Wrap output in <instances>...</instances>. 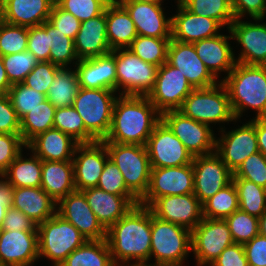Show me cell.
<instances>
[{
	"mask_svg": "<svg viewBox=\"0 0 266 266\" xmlns=\"http://www.w3.org/2000/svg\"><path fill=\"white\" fill-rule=\"evenodd\" d=\"M192 167L194 194L202 204L233 181L234 173L215 152L195 156Z\"/></svg>",
	"mask_w": 266,
	"mask_h": 266,
	"instance_id": "15",
	"label": "cell"
},
{
	"mask_svg": "<svg viewBox=\"0 0 266 266\" xmlns=\"http://www.w3.org/2000/svg\"><path fill=\"white\" fill-rule=\"evenodd\" d=\"M113 90L81 88L74 99L73 107L83 119L85 128L98 140L106 138L112 123L116 101Z\"/></svg>",
	"mask_w": 266,
	"mask_h": 266,
	"instance_id": "8",
	"label": "cell"
},
{
	"mask_svg": "<svg viewBox=\"0 0 266 266\" xmlns=\"http://www.w3.org/2000/svg\"><path fill=\"white\" fill-rule=\"evenodd\" d=\"M228 38L232 39V36L218 34L193 42L198 57L216 79L218 71H227L229 74L237 63Z\"/></svg>",
	"mask_w": 266,
	"mask_h": 266,
	"instance_id": "29",
	"label": "cell"
},
{
	"mask_svg": "<svg viewBox=\"0 0 266 266\" xmlns=\"http://www.w3.org/2000/svg\"><path fill=\"white\" fill-rule=\"evenodd\" d=\"M76 74L81 88L108 89L116 91L115 54L79 60Z\"/></svg>",
	"mask_w": 266,
	"mask_h": 266,
	"instance_id": "25",
	"label": "cell"
},
{
	"mask_svg": "<svg viewBox=\"0 0 266 266\" xmlns=\"http://www.w3.org/2000/svg\"><path fill=\"white\" fill-rule=\"evenodd\" d=\"M0 266H9V265H6V264H3V263H0Z\"/></svg>",
	"mask_w": 266,
	"mask_h": 266,
	"instance_id": "67",
	"label": "cell"
},
{
	"mask_svg": "<svg viewBox=\"0 0 266 266\" xmlns=\"http://www.w3.org/2000/svg\"><path fill=\"white\" fill-rule=\"evenodd\" d=\"M41 174L42 160L34 153L31 158L23 159L20 153L1 178L6 177L12 187H41Z\"/></svg>",
	"mask_w": 266,
	"mask_h": 266,
	"instance_id": "34",
	"label": "cell"
},
{
	"mask_svg": "<svg viewBox=\"0 0 266 266\" xmlns=\"http://www.w3.org/2000/svg\"><path fill=\"white\" fill-rule=\"evenodd\" d=\"M41 188L56 202L74 192L73 162L42 160Z\"/></svg>",
	"mask_w": 266,
	"mask_h": 266,
	"instance_id": "33",
	"label": "cell"
},
{
	"mask_svg": "<svg viewBox=\"0 0 266 266\" xmlns=\"http://www.w3.org/2000/svg\"><path fill=\"white\" fill-rule=\"evenodd\" d=\"M8 96L19 119L46 100V95L29 88L23 83L13 84Z\"/></svg>",
	"mask_w": 266,
	"mask_h": 266,
	"instance_id": "48",
	"label": "cell"
},
{
	"mask_svg": "<svg viewBox=\"0 0 266 266\" xmlns=\"http://www.w3.org/2000/svg\"><path fill=\"white\" fill-rule=\"evenodd\" d=\"M203 218L224 220L239 209L237 190L233 181L207 199L203 204Z\"/></svg>",
	"mask_w": 266,
	"mask_h": 266,
	"instance_id": "40",
	"label": "cell"
},
{
	"mask_svg": "<svg viewBox=\"0 0 266 266\" xmlns=\"http://www.w3.org/2000/svg\"><path fill=\"white\" fill-rule=\"evenodd\" d=\"M1 230L38 232L37 225L24 213L13 207L7 209Z\"/></svg>",
	"mask_w": 266,
	"mask_h": 266,
	"instance_id": "56",
	"label": "cell"
},
{
	"mask_svg": "<svg viewBox=\"0 0 266 266\" xmlns=\"http://www.w3.org/2000/svg\"><path fill=\"white\" fill-rule=\"evenodd\" d=\"M109 2V0H57L55 3L83 22L101 15Z\"/></svg>",
	"mask_w": 266,
	"mask_h": 266,
	"instance_id": "49",
	"label": "cell"
},
{
	"mask_svg": "<svg viewBox=\"0 0 266 266\" xmlns=\"http://www.w3.org/2000/svg\"><path fill=\"white\" fill-rule=\"evenodd\" d=\"M81 192L97 220L106 230L134 207L124 196L114 195L97 187Z\"/></svg>",
	"mask_w": 266,
	"mask_h": 266,
	"instance_id": "30",
	"label": "cell"
},
{
	"mask_svg": "<svg viewBox=\"0 0 266 266\" xmlns=\"http://www.w3.org/2000/svg\"><path fill=\"white\" fill-rule=\"evenodd\" d=\"M255 129L259 151L266 157V117L255 118Z\"/></svg>",
	"mask_w": 266,
	"mask_h": 266,
	"instance_id": "61",
	"label": "cell"
},
{
	"mask_svg": "<svg viewBox=\"0 0 266 266\" xmlns=\"http://www.w3.org/2000/svg\"><path fill=\"white\" fill-rule=\"evenodd\" d=\"M49 33V61L59 67H67L73 60L79 61L74 48V40L54 28L48 21L41 25Z\"/></svg>",
	"mask_w": 266,
	"mask_h": 266,
	"instance_id": "42",
	"label": "cell"
},
{
	"mask_svg": "<svg viewBox=\"0 0 266 266\" xmlns=\"http://www.w3.org/2000/svg\"><path fill=\"white\" fill-rule=\"evenodd\" d=\"M170 41L171 38H155L138 35L128 49L143 61L160 67L167 61Z\"/></svg>",
	"mask_w": 266,
	"mask_h": 266,
	"instance_id": "41",
	"label": "cell"
},
{
	"mask_svg": "<svg viewBox=\"0 0 266 266\" xmlns=\"http://www.w3.org/2000/svg\"><path fill=\"white\" fill-rule=\"evenodd\" d=\"M232 39L241 44L236 62L246 65H266V23H247L235 19L229 27Z\"/></svg>",
	"mask_w": 266,
	"mask_h": 266,
	"instance_id": "21",
	"label": "cell"
},
{
	"mask_svg": "<svg viewBox=\"0 0 266 266\" xmlns=\"http://www.w3.org/2000/svg\"><path fill=\"white\" fill-rule=\"evenodd\" d=\"M259 234L266 237V212L259 218Z\"/></svg>",
	"mask_w": 266,
	"mask_h": 266,
	"instance_id": "63",
	"label": "cell"
},
{
	"mask_svg": "<svg viewBox=\"0 0 266 266\" xmlns=\"http://www.w3.org/2000/svg\"><path fill=\"white\" fill-rule=\"evenodd\" d=\"M74 48L79 60L102 56L112 51L107 40L106 8L101 15L81 22Z\"/></svg>",
	"mask_w": 266,
	"mask_h": 266,
	"instance_id": "26",
	"label": "cell"
},
{
	"mask_svg": "<svg viewBox=\"0 0 266 266\" xmlns=\"http://www.w3.org/2000/svg\"><path fill=\"white\" fill-rule=\"evenodd\" d=\"M53 127L71 136L79 144L98 141L85 128L83 119L73 106L56 108Z\"/></svg>",
	"mask_w": 266,
	"mask_h": 266,
	"instance_id": "39",
	"label": "cell"
},
{
	"mask_svg": "<svg viewBox=\"0 0 266 266\" xmlns=\"http://www.w3.org/2000/svg\"><path fill=\"white\" fill-rule=\"evenodd\" d=\"M80 85L75 71L61 67L48 88L47 100L56 108L73 106Z\"/></svg>",
	"mask_w": 266,
	"mask_h": 266,
	"instance_id": "37",
	"label": "cell"
},
{
	"mask_svg": "<svg viewBox=\"0 0 266 266\" xmlns=\"http://www.w3.org/2000/svg\"><path fill=\"white\" fill-rule=\"evenodd\" d=\"M161 113L147 96L121 95L117 97L110 131L103 142L146 146Z\"/></svg>",
	"mask_w": 266,
	"mask_h": 266,
	"instance_id": "2",
	"label": "cell"
},
{
	"mask_svg": "<svg viewBox=\"0 0 266 266\" xmlns=\"http://www.w3.org/2000/svg\"><path fill=\"white\" fill-rule=\"evenodd\" d=\"M190 12L219 21L228 29L235 20L231 0H185L182 3Z\"/></svg>",
	"mask_w": 266,
	"mask_h": 266,
	"instance_id": "43",
	"label": "cell"
},
{
	"mask_svg": "<svg viewBox=\"0 0 266 266\" xmlns=\"http://www.w3.org/2000/svg\"><path fill=\"white\" fill-rule=\"evenodd\" d=\"M178 14L171 17V39L193 43L198 40L217 36L223 25L212 18L190 12L182 3H178Z\"/></svg>",
	"mask_w": 266,
	"mask_h": 266,
	"instance_id": "24",
	"label": "cell"
},
{
	"mask_svg": "<svg viewBox=\"0 0 266 266\" xmlns=\"http://www.w3.org/2000/svg\"><path fill=\"white\" fill-rule=\"evenodd\" d=\"M128 11L138 35L171 38V18L166 19L161 4L118 0Z\"/></svg>",
	"mask_w": 266,
	"mask_h": 266,
	"instance_id": "23",
	"label": "cell"
},
{
	"mask_svg": "<svg viewBox=\"0 0 266 266\" xmlns=\"http://www.w3.org/2000/svg\"><path fill=\"white\" fill-rule=\"evenodd\" d=\"M72 159L76 191L97 187L104 165L109 158L103 141L78 144Z\"/></svg>",
	"mask_w": 266,
	"mask_h": 266,
	"instance_id": "19",
	"label": "cell"
},
{
	"mask_svg": "<svg viewBox=\"0 0 266 266\" xmlns=\"http://www.w3.org/2000/svg\"><path fill=\"white\" fill-rule=\"evenodd\" d=\"M191 251V231L155 217L151 211V256L155 264L148 266H182Z\"/></svg>",
	"mask_w": 266,
	"mask_h": 266,
	"instance_id": "4",
	"label": "cell"
},
{
	"mask_svg": "<svg viewBox=\"0 0 266 266\" xmlns=\"http://www.w3.org/2000/svg\"><path fill=\"white\" fill-rule=\"evenodd\" d=\"M167 62L179 69L193 88H207L217 84L204 62L198 57L193 43L171 39L168 46Z\"/></svg>",
	"mask_w": 266,
	"mask_h": 266,
	"instance_id": "20",
	"label": "cell"
},
{
	"mask_svg": "<svg viewBox=\"0 0 266 266\" xmlns=\"http://www.w3.org/2000/svg\"><path fill=\"white\" fill-rule=\"evenodd\" d=\"M222 82L236 120L247 107L257 111L255 118L266 117V65L237 62Z\"/></svg>",
	"mask_w": 266,
	"mask_h": 266,
	"instance_id": "3",
	"label": "cell"
},
{
	"mask_svg": "<svg viewBox=\"0 0 266 266\" xmlns=\"http://www.w3.org/2000/svg\"><path fill=\"white\" fill-rule=\"evenodd\" d=\"M0 133L20 134V119L8 94H0Z\"/></svg>",
	"mask_w": 266,
	"mask_h": 266,
	"instance_id": "55",
	"label": "cell"
},
{
	"mask_svg": "<svg viewBox=\"0 0 266 266\" xmlns=\"http://www.w3.org/2000/svg\"><path fill=\"white\" fill-rule=\"evenodd\" d=\"M106 32L111 50L128 48L138 36L130 14L118 0L106 6Z\"/></svg>",
	"mask_w": 266,
	"mask_h": 266,
	"instance_id": "32",
	"label": "cell"
},
{
	"mask_svg": "<svg viewBox=\"0 0 266 266\" xmlns=\"http://www.w3.org/2000/svg\"><path fill=\"white\" fill-rule=\"evenodd\" d=\"M3 65L11 85L23 83L26 76L39 63L29 51L2 56Z\"/></svg>",
	"mask_w": 266,
	"mask_h": 266,
	"instance_id": "46",
	"label": "cell"
},
{
	"mask_svg": "<svg viewBox=\"0 0 266 266\" xmlns=\"http://www.w3.org/2000/svg\"><path fill=\"white\" fill-rule=\"evenodd\" d=\"M56 107L47 99L20 119V135L27 145L33 138L54 128Z\"/></svg>",
	"mask_w": 266,
	"mask_h": 266,
	"instance_id": "36",
	"label": "cell"
},
{
	"mask_svg": "<svg viewBox=\"0 0 266 266\" xmlns=\"http://www.w3.org/2000/svg\"><path fill=\"white\" fill-rule=\"evenodd\" d=\"M113 263H125L134 259L132 266H148L151 252V209L136 205L106 230ZM119 259V260H118ZM138 262V263H137Z\"/></svg>",
	"mask_w": 266,
	"mask_h": 266,
	"instance_id": "1",
	"label": "cell"
},
{
	"mask_svg": "<svg viewBox=\"0 0 266 266\" xmlns=\"http://www.w3.org/2000/svg\"><path fill=\"white\" fill-rule=\"evenodd\" d=\"M219 83L207 88H194L179 111L208 126L210 123L236 121L227 88L222 81Z\"/></svg>",
	"mask_w": 266,
	"mask_h": 266,
	"instance_id": "7",
	"label": "cell"
},
{
	"mask_svg": "<svg viewBox=\"0 0 266 266\" xmlns=\"http://www.w3.org/2000/svg\"><path fill=\"white\" fill-rule=\"evenodd\" d=\"M48 22L73 40H75L81 25V22L73 14L61 9L56 3L52 7Z\"/></svg>",
	"mask_w": 266,
	"mask_h": 266,
	"instance_id": "54",
	"label": "cell"
},
{
	"mask_svg": "<svg viewBox=\"0 0 266 266\" xmlns=\"http://www.w3.org/2000/svg\"><path fill=\"white\" fill-rule=\"evenodd\" d=\"M224 220L234 243L244 245L259 234V218L244 211L238 209Z\"/></svg>",
	"mask_w": 266,
	"mask_h": 266,
	"instance_id": "44",
	"label": "cell"
},
{
	"mask_svg": "<svg viewBox=\"0 0 266 266\" xmlns=\"http://www.w3.org/2000/svg\"><path fill=\"white\" fill-rule=\"evenodd\" d=\"M13 203V187L4 180H0V230L8 208Z\"/></svg>",
	"mask_w": 266,
	"mask_h": 266,
	"instance_id": "60",
	"label": "cell"
},
{
	"mask_svg": "<svg viewBox=\"0 0 266 266\" xmlns=\"http://www.w3.org/2000/svg\"><path fill=\"white\" fill-rule=\"evenodd\" d=\"M233 178L246 179L266 189V157L260 151L250 155L236 170Z\"/></svg>",
	"mask_w": 266,
	"mask_h": 266,
	"instance_id": "50",
	"label": "cell"
},
{
	"mask_svg": "<svg viewBox=\"0 0 266 266\" xmlns=\"http://www.w3.org/2000/svg\"><path fill=\"white\" fill-rule=\"evenodd\" d=\"M233 15L240 19L249 13L255 21H262L266 13V0H231Z\"/></svg>",
	"mask_w": 266,
	"mask_h": 266,
	"instance_id": "57",
	"label": "cell"
},
{
	"mask_svg": "<svg viewBox=\"0 0 266 266\" xmlns=\"http://www.w3.org/2000/svg\"><path fill=\"white\" fill-rule=\"evenodd\" d=\"M60 266H116L106 239L87 240L74 250Z\"/></svg>",
	"mask_w": 266,
	"mask_h": 266,
	"instance_id": "35",
	"label": "cell"
},
{
	"mask_svg": "<svg viewBox=\"0 0 266 266\" xmlns=\"http://www.w3.org/2000/svg\"><path fill=\"white\" fill-rule=\"evenodd\" d=\"M151 168L178 167L192 164L193 156L161 120L146 143Z\"/></svg>",
	"mask_w": 266,
	"mask_h": 266,
	"instance_id": "14",
	"label": "cell"
},
{
	"mask_svg": "<svg viewBox=\"0 0 266 266\" xmlns=\"http://www.w3.org/2000/svg\"><path fill=\"white\" fill-rule=\"evenodd\" d=\"M116 62V92L120 95L147 96L153 89L158 73V66L145 62L128 48L114 49Z\"/></svg>",
	"mask_w": 266,
	"mask_h": 266,
	"instance_id": "9",
	"label": "cell"
},
{
	"mask_svg": "<svg viewBox=\"0 0 266 266\" xmlns=\"http://www.w3.org/2000/svg\"><path fill=\"white\" fill-rule=\"evenodd\" d=\"M5 22V15H4V3L3 0H0V27Z\"/></svg>",
	"mask_w": 266,
	"mask_h": 266,
	"instance_id": "64",
	"label": "cell"
},
{
	"mask_svg": "<svg viewBox=\"0 0 266 266\" xmlns=\"http://www.w3.org/2000/svg\"><path fill=\"white\" fill-rule=\"evenodd\" d=\"M185 0H178L177 2L178 3H183Z\"/></svg>",
	"mask_w": 266,
	"mask_h": 266,
	"instance_id": "66",
	"label": "cell"
},
{
	"mask_svg": "<svg viewBox=\"0 0 266 266\" xmlns=\"http://www.w3.org/2000/svg\"><path fill=\"white\" fill-rule=\"evenodd\" d=\"M149 208L158 219L180 225L190 231L203 219L202 203L194 193L163 196Z\"/></svg>",
	"mask_w": 266,
	"mask_h": 266,
	"instance_id": "16",
	"label": "cell"
},
{
	"mask_svg": "<svg viewBox=\"0 0 266 266\" xmlns=\"http://www.w3.org/2000/svg\"><path fill=\"white\" fill-rule=\"evenodd\" d=\"M249 266H266V237L258 234L244 245Z\"/></svg>",
	"mask_w": 266,
	"mask_h": 266,
	"instance_id": "59",
	"label": "cell"
},
{
	"mask_svg": "<svg viewBox=\"0 0 266 266\" xmlns=\"http://www.w3.org/2000/svg\"><path fill=\"white\" fill-rule=\"evenodd\" d=\"M210 266H249L244 246L233 243L225 248Z\"/></svg>",
	"mask_w": 266,
	"mask_h": 266,
	"instance_id": "58",
	"label": "cell"
},
{
	"mask_svg": "<svg viewBox=\"0 0 266 266\" xmlns=\"http://www.w3.org/2000/svg\"><path fill=\"white\" fill-rule=\"evenodd\" d=\"M61 67L52 62H39L34 69L26 76L23 84L29 88L46 95L48 88L54 81L57 71Z\"/></svg>",
	"mask_w": 266,
	"mask_h": 266,
	"instance_id": "51",
	"label": "cell"
},
{
	"mask_svg": "<svg viewBox=\"0 0 266 266\" xmlns=\"http://www.w3.org/2000/svg\"><path fill=\"white\" fill-rule=\"evenodd\" d=\"M78 144L71 136L52 128L33 138L26 147L41 160L72 161Z\"/></svg>",
	"mask_w": 266,
	"mask_h": 266,
	"instance_id": "28",
	"label": "cell"
},
{
	"mask_svg": "<svg viewBox=\"0 0 266 266\" xmlns=\"http://www.w3.org/2000/svg\"><path fill=\"white\" fill-rule=\"evenodd\" d=\"M38 258V232L0 230V263L30 266Z\"/></svg>",
	"mask_w": 266,
	"mask_h": 266,
	"instance_id": "22",
	"label": "cell"
},
{
	"mask_svg": "<svg viewBox=\"0 0 266 266\" xmlns=\"http://www.w3.org/2000/svg\"><path fill=\"white\" fill-rule=\"evenodd\" d=\"M39 258L51 259L53 266L62 262L87 240L70 222L55 213L37 225Z\"/></svg>",
	"mask_w": 266,
	"mask_h": 266,
	"instance_id": "5",
	"label": "cell"
},
{
	"mask_svg": "<svg viewBox=\"0 0 266 266\" xmlns=\"http://www.w3.org/2000/svg\"><path fill=\"white\" fill-rule=\"evenodd\" d=\"M11 86L0 55V94H8Z\"/></svg>",
	"mask_w": 266,
	"mask_h": 266,
	"instance_id": "62",
	"label": "cell"
},
{
	"mask_svg": "<svg viewBox=\"0 0 266 266\" xmlns=\"http://www.w3.org/2000/svg\"><path fill=\"white\" fill-rule=\"evenodd\" d=\"M97 188L114 195L124 196L133 206L139 204V199L127 188L121 171L109 158L104 165Z\"/></svg>",
	"mask_w": 266,
	"mask_h": 266,
	"instance_id": "45",
	"label": "cell"
},
{
	"mask_svg": "<svg viewBox=\"0 0 266 266\" xmlns=\"http://www.w3.org/2000/svg\"><path fill=\"white\" fill-rule=\"evenodd\" d=\"M28 27L4 22L0 27V55L27 51Z\"/></svg>",
	"mask_w": 266,
	"mask_h": 266,
	"instance_id": "47",
	"label": "cell"
},
{
	"mask_svg": "<svg viewBox=\"0 0 266 266\" xmlns=\"http://www.w3.org/2000/svg\"><path fill=\"white\" fill-rule=\"evenodd\" d=\"M193 89L179 69L166 61L158 68L154 87L147 97L162 114L170 110H179Z\"/></svg>",
	"mask_w": 266,
	"mask_h": 266,
	"instance_id": "13",
	"label": "cell"
},
{
	"mask_svg": "<svg viewBox=\"0 0 266 266\" xmlns=\"http://www.w3.org/2000/svg\"><path fill=\"white\" fill-rule=\"evenodd\" d=\"M57 202L41 187H13L12 207L20 210L36 225L56 213Z\"/></svg>",
	"mask_w": 266,
	"mask_h": 266,
	"instance_id": "27",
	"label": "cell"
},
{
	"mask_svg": "<svg viewBox=\"0 0 266 266\" xmlns=\"http://www.w3.org/2000/svg\"><path fill=\"white\" fill-rule=\"evenodd\" d=\"M192 193H194L192 164L151 168L149 186L139 204L150 207L160 197Z\"/></svg>",
	"mask_w": 266,
	"mask_h": 266,
	"instance_id": "12",
	"label": "cell"
},
{
	"mask_svg": "<svg viewBox=\"0 0 266 266\" xmlns=\"http://www.w3.org/2000/svg\"><path fill=\"white\" fill-rule=\"evenodd\" d=\"M133 1H138V2H147V3H154V4H161L162 0H133Z\"/></svg>",
	"mask_w": 266,
	"mask_h": 266,
	"instance_id": "65",
	"label": "cell"
},
{
	"mask_svg": "<svg viewBox=\"0 0 266 266\" xmlns=\"http://www.w3.org/2000/svg\"><path fill=\"white\" fill-rule=\"evenodd\" d=\"M109 159L123 175L127 188L140 200L147 192L151 165L146 146L104 142Z\"/></svg>",
	"mask_w": 266,
	"mask_h": 266,
	"instance_id": "6",
	"label": "cell"
},
{
	"mask_svg": "<svg viewBox=\"0 0 266 266\" xmlns=\"http://www.w3.org/2000/svg\"><path fill=\"white\" fill-rule=\"evenodd\" d=\"M5 22L34 27L48 21L54 0H3Z\"/></svg>",
	"mask_w": 266,
	"mask_h": 266,
	"instance_id": "31",
	"label": "cell"
},
{
	"mask_svg": "<svg viewBox=\"0 0 266 266\" xmlns=\"http://www.w3.org/2000/svg\"><path fill=\"white\" fill-rule=\"evenodd\" d=\"M233 243L225 220L203 218L191 231V249L199 266H210Z\"/></svg>",
	"mask_w": 266,
	"mask_h": 266,
	"instance_id": "10",
	"label": "cell"
},
{
	"mask_svg": "<svg viewBox=\"0 0 266 266\" xmlns=\"http://www.w3.org/2000/svg\"><path fill=\"white\" fill-rule=\"evenodd\" d=\"M49 45V33L41 25L28 27L27 51L32 52L39 62L49 61Z\"/></svg>",
	"mask_w": 266,
	"mask_h": 266,
	"instance_id": "53",
	"label": "cell"
},
{
	"mask_svg": "<svg viewBox=\"0 0 266 266\" xmlns=\"http://www.w3.org/2000/svg\"><path fill=\"white\" fill-rule=\"evenodd\" d=\"M258 151L254 118L240 128L231 130L223 134L220 139H216L214 152L235 173L245 159Z\"/></svg>",
	"mask_w": 266,
	"mask_h": 266,
	"instance_id": "17",
	"label": "cell"
},
{
	"mask_svg": "<svg viewBox=\"0 0 266 266\" xmlns=\"http://www.w3.org/2000/svg\"><path fill=\"white\" fill-rule=\"evenodd\" d=\"M56 213L76 227L86 240L106 239V229L97 220L81 191L61 198Z\"/></svg>",
	"mask_w": 266,
	"mask_h": 266,
	"instance_id": "18",
	"label": "cell"
},
{
	"mask_svg": "<svg viewBox=\"0 0 266 266\" xmlns=\"http://www.w3.org/2000/svg\"><path fill=\"white\" fill-rule=\"evenodd\" d=\"M239 200V210L260 218L266 212V189L252 181L233 178Z\"/></svg>",
	"mask_w": 266,
	"mask_h": 266,
	"instance_id": "38",
	"label": "cell"
},
{
	"mask_svg": "<svg viewBox=\"0 0 266 266\" xmlns=\"http://www.w3.org/2000/svg\"><path fill=\"white\" fill-rule=\"evenodd\" d=\"M161 120L179 138L193 157L214 153L216 137L210 126L185 116L179 110L162 113Z\"/></svg>",
	"mask_w": 266,
	"mask_h": 266,
	"instance_id": "11",
	"label": "cell"
},
{
	"mask_svg": "<svg viewBox=\"0 0 266 266\" xmlns=\"http://www.w3.org/2000/svg\"><path fill=\"white\" fill-rule=\"evenodd\" d=\"M26 148L20 134L0 133V176H2L9 165L22 152V147Z\"/></svg>",
	"mask_w": 266,
	"mask_h": 266,
	"instance_id": "52",
	"label": "cell"
}]
</instances>
